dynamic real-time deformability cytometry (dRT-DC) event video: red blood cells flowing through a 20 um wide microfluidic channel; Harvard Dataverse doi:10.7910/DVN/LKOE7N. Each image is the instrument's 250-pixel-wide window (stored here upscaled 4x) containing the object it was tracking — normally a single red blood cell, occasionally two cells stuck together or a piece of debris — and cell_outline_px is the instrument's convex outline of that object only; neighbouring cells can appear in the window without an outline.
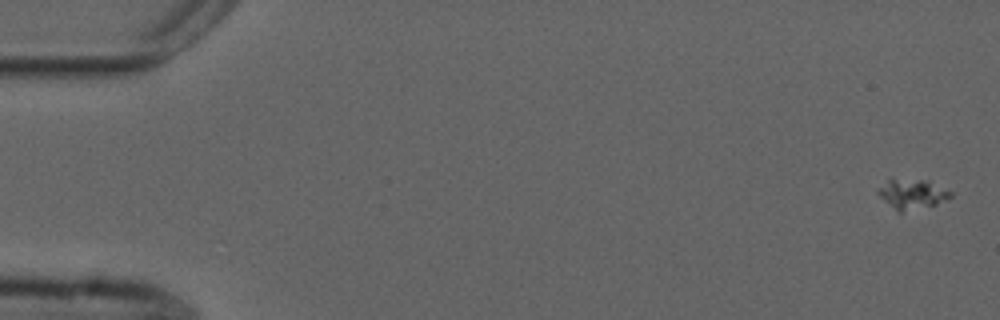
{"species": "common noctule bat (a hibernating species)", "species_latin": "Nyctalus noctula", "temperature_condition": "cold", "stored_images_in_passage": 5, "camera_frame_rate_fps": 3000, "um_per_image_px": 0.085, "animal": {"sex": "male", "forearm_length_mm": 52.5}, "frame": {"image": 1, "passage_image": 1, "time_ms": 0.0, "image_size_px": [1000, 320], "cell_outline_px": [[952, 196], [936, 204], [900, 212], [884, 200], [876, 192], [888, 180], [928, 180], [952, 192]], "centroid_in_image_um": [77.56, 16.49], "position_along_channel_um": 7.4, "area_um2": 11.96}}
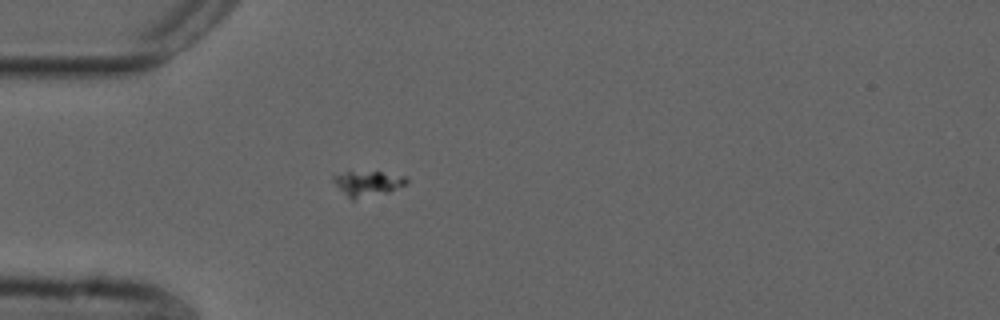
{"frame": {"image": 2, "passage_image": 5, "time_ms": 1.333, "image_size_px": [1000, 320], "cell_outline_px": [[408, 184], [388, 192], [352, 200], [332, 180], [332, 176], [348, 172], [380, 172], [408, 176]], "centroid_in_image_um": [31.32, 15.59], "position_along_channel_um": 53.7, "area_um2": 10.52}}